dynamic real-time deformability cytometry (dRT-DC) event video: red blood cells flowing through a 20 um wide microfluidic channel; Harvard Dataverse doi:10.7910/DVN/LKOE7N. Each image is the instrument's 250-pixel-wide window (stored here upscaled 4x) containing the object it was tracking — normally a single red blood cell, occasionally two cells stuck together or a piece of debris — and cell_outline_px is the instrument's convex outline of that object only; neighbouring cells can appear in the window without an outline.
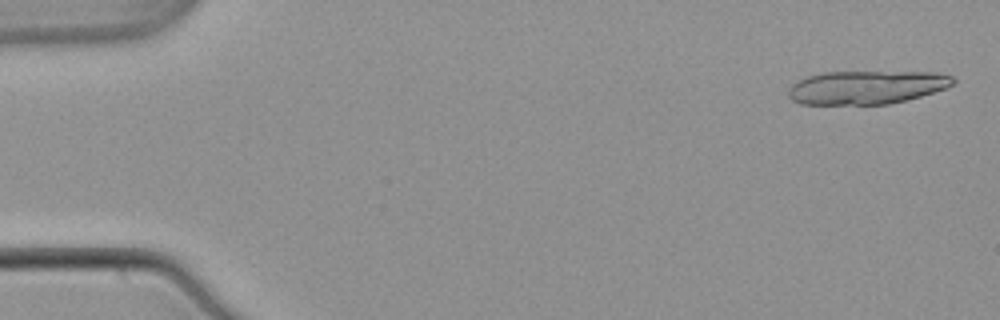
{"species": "common noctule bat (a hibernating species)", "species_latin": "Nyctalus noctula", "temperature_condition": "warm", "stored_images_in_passage": 20, "camera_frame_rate_fps": 3000, "um_per_image_px": 0.085, "animal": {"sex": "male", "body_mass_g": 21.5, "forearm_length_mm": 52.0}, "frame": {"image": 1, "passage_image": 2, "time_ms": 0.333, "image_size_px": [1000, 320], "cell_outline_px": [[956, 80], [948, 88], [908, 100], [888, 104], [800, 104], [792, 100], [788, 96], [788, 88], [792, 84], [808, 76], [824, 72], [936, 72], [952, 76]], "centroid_in_image_um": [73.68, 7.42], "position_along_channel_um": 11.3, "area_um2": 32.25}}